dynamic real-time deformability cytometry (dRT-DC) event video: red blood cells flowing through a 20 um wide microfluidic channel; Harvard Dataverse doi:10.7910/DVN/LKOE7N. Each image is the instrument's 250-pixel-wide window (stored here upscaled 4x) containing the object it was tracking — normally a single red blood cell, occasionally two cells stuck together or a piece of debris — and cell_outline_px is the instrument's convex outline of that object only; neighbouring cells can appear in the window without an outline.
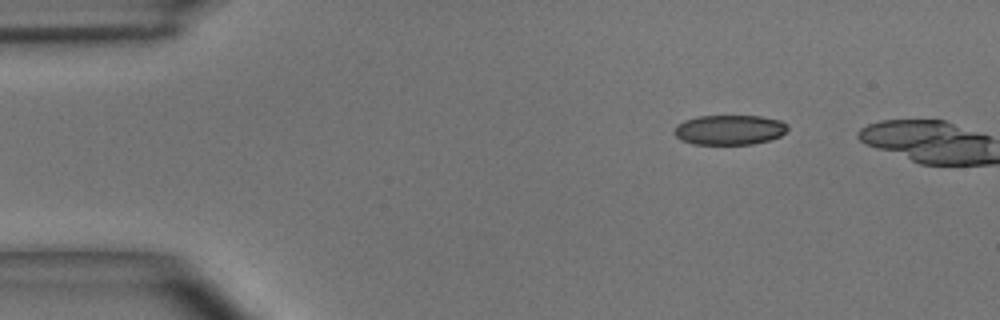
{"species": "common noctule bat (a hibernating species)", "species_latin": "Nyctalus noctula", "temperature_condition": "room temperature", "stored_images_in_passage": 3, "camera_frame_rate_fps": 3000, "um_per_image_px": 0.085, "animal": {"sex": "male", "body_mass_g": 15.6}, "frame": {"image": 1, "passage_image": 1, "time_ms": 0.0, "image_size_px": [1000, 320], "cell_outline_px": [[788, 128], [780, 136], [768, 140], [752, 144], [692, 144], [680, 140], [672, 132], [676, 124], [684, 120], [696, 116], [760, 116], [780, 120], [788, 124]], "centroid_in_image_um": [61.95, 11.03], "position_along_channel_um": 23.0, "area_um2": 19.88}}